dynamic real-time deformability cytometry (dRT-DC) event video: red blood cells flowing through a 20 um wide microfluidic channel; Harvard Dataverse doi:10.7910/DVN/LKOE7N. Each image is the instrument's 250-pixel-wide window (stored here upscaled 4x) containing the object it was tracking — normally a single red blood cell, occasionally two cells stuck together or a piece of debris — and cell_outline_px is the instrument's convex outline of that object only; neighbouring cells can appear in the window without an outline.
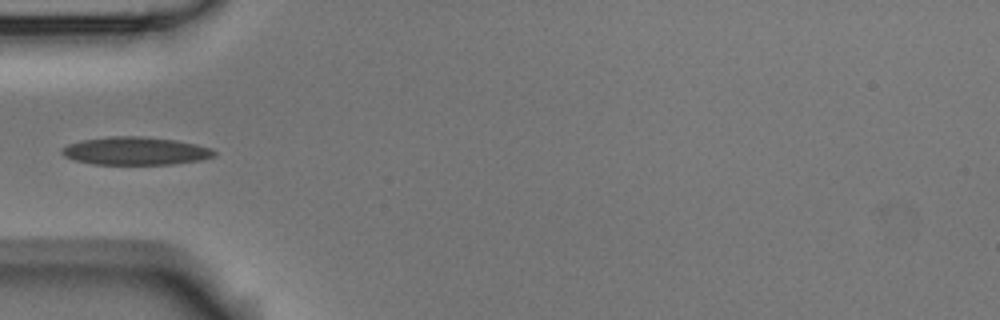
{"species": "Egyptian fruit bat (a non-hibernating species)", "species_latin": "Rousettus aegyptiacus", "temperature_condition": "room temperature", "stored_images_in_passage": 7, "camera_frame_rate_fps": 3000, "um_per_image_px": 0.085, "animal": {"sex": "male"}, "frame": {"image": 1, "passage_image": 5, "time_ms": 5.0, "image_size_px": [1000, 320], "cell_outline_px": [[216, 156], [200, 160], [172, 164], [92, 164], [76, 160], [64, 156], [60, 152], [60, 148], [68, 144], [80, 140], [108, 136], [136, 136], [176, 140], [196, 144], [212, 148], [216, 152]], "centroid_in_image_um": [11.5, 12.83], "position_along_channel_um": 73.5, "area_um2": 24.91}}
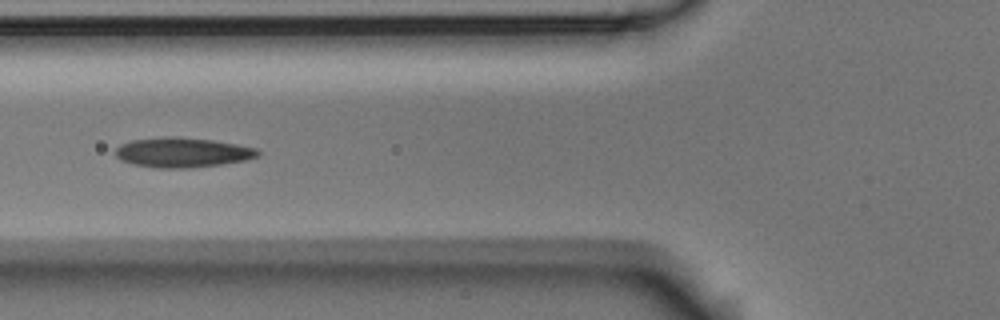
{"frame": {"image": 2, "passage_image": 6, "time_ms": 6.0, "image_size_px": [1000, 320], "cell_outline_px": [[260, 152], [256, 156], [244, 160], [220, 164], [188, 168], [156, 168], [136, 164], [120, 160], [116, 156], [116, 148], [120, 144], [132, 140], [172, 136], [212, 140], [236, 144], [256, 148]], "centroid_in_image_um": [15.48, 12.95], "position_along_channel_um": 110.3, "area_um2": 24.39}}
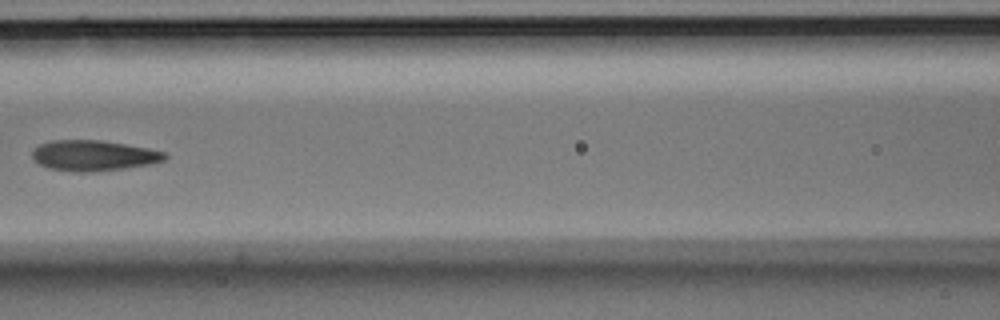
{"frame": {"image": 3, "passage_image": 7, "time_ms": 7.333, "image_size_px": [1000, 320], "cell_outline_px": [[168, 156], [164, 160], [148, 164], [124, 168], [92, 172], [72, 172], [48, 168], [32, 160], [32, 148], [40, 144], [52, 140], [100, 140], [148, 148], [164, 152]], "centroid_in_image_um": [7.89, 13.22], "position_along_channel_um": 158.7, "area_um2": 23.64}}